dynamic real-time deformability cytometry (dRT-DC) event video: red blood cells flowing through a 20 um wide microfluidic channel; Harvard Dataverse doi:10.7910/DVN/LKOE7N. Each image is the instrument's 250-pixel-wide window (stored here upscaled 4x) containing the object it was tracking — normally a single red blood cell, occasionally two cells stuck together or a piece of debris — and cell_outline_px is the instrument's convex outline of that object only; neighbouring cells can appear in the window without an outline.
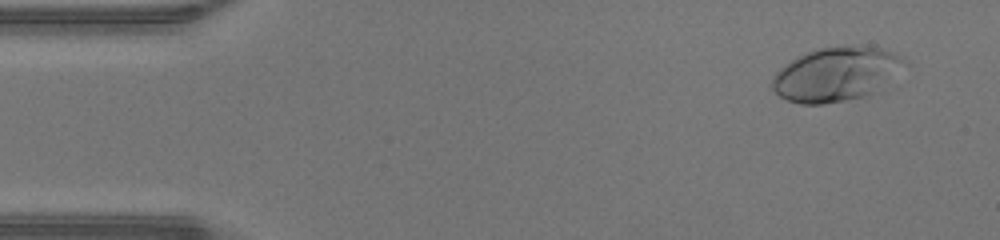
{"species": "human", "species_latin": "Homo sapiens", "temperature_condition": "warm", "stored_images_in_passage": 47, "camera_frame_rate_fps": 3000, "um_per_image_px": 0.085, "donor": {"sex": "male"}, "frame": {"image": 1, "passage_image": 3, "time_ms": 0.667, "image_size_px": [1000, 240], "cell_outline_px": [[900, 60], [872, 92], [864, 96], [824, 104], [800, 104], [788, 100], [780, 96], [772, 88], [772, 76], [780, 68], [792, 60], [808, 52], [820, 48], [876, 48], [892, 52], [900, 56]], "centroid_in_image_um": [70.83, 6.35], "position_along_channel_um": 14.2, "area_um2": 38.73}}
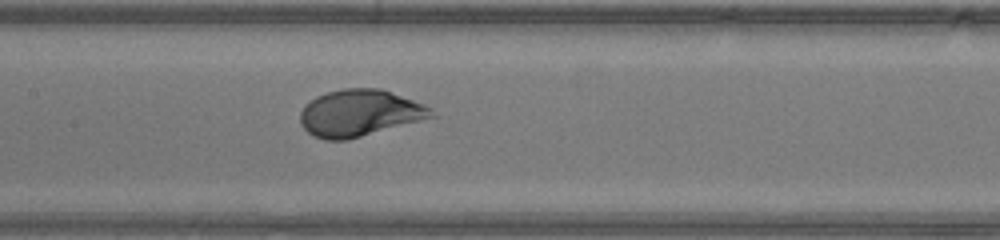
{"frame": {"image": 2, "passage_image": 22, "time_ms": 7.0, "image_size_px": [1000, 240], "cell_outline_px": [[440, 116], [348, 140], [324, 140], [312, 136], [300, 124], [300, 112], [316, 96], [328, 92], [344, 88], [380, 88], [424, 104], [432, 108]], "centroid_in_image_um": [30.63, 9.63], "position_along_channel_um": 176.8, "area_um2": 36.01}}
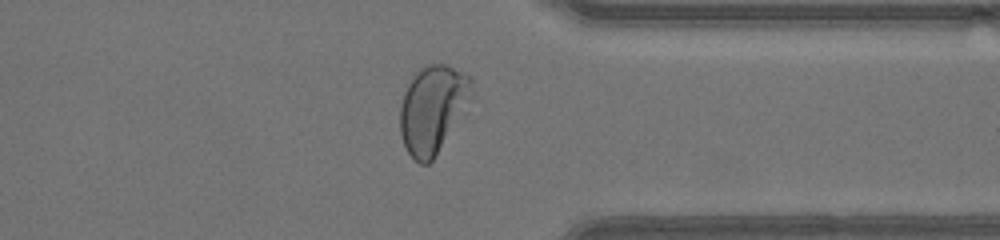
{"frame": {"image": 3, "passage_image": 36, "time_ms": 11.667, "image_size_px": [1000, 240], "cell_outline_px": [[472, 80], [460, 108], [432, 160], [428, 164], [420, 164], [408, 152], [404, 144], [400, 132], [400, 104], [404, 92], [408, 84], [416, 72], [420, 68], [428, 64], [444, 64], [472, 76]], "centroid_in_image_um": [36.63, 9.22], "position_along_channel_um": 374.8, "area_um2": 34.1}, "authors_computed_cell_mechanics": {"area_um2": 36.5296, "velocity_mm_per_s": 4.3586, "shape_relaxation_time_tau1_ms": 2.3924, "shape_relaxation_time_tau2_ms": null, "deformation_change_tau1": 0.1915, "deformation_change_tau2": null}}